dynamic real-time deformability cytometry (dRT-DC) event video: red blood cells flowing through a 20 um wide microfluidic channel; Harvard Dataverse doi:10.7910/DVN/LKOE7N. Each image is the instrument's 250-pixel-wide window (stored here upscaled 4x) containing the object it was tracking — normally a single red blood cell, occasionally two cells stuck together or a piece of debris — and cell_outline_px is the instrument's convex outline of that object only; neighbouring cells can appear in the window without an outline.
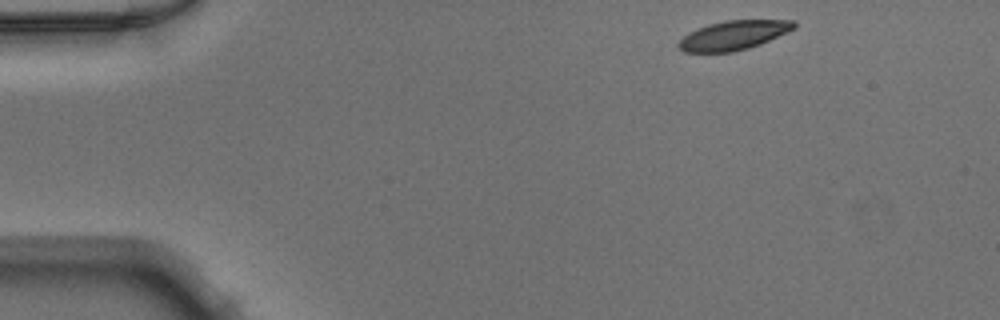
{"species": "Egyptian fruit bat (a non-hibernating species)", "species_latin": "Rousettus aegyptiacus", "temperature_condition": "warm", "stored_images_in_passage": 44, "camera_frame_rate_fps": 3000, "um_per_image_px": 0.085, "animal": {"sex": "male"}, "frame": {"image": 1, "passage_image": 1, "time_ms": 0.0, "image_size_px": [1000, 320], "cell_outline_px": [[796, 28], [760, 44], [748, 48], [732, 52], [684, 52], [676, 48], [676, 44], [688, 32], [708, 24], [728, 20], [796, 20]], "centroid_in_image_um": [62.32, 3.0], "position_along_channel_um": 22.7, "area_um2": 19.71}}
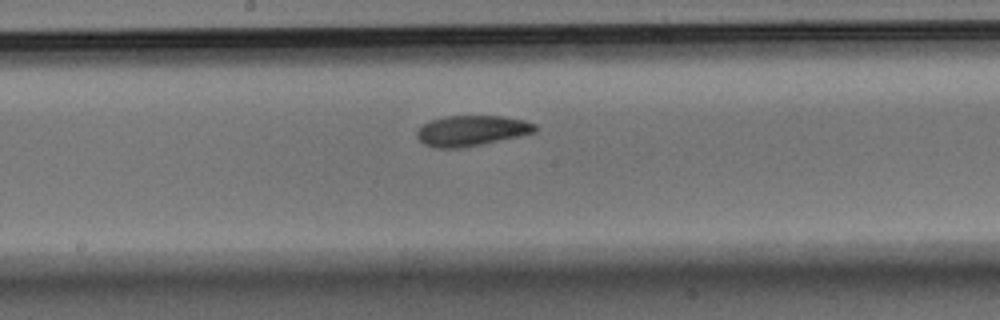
{"frame": {"image": 2, "passage_image": 21, "time_ms": 6.667, "image_size_px": [1000, 320], "cell_outline_px": [[536, 132], [520, 136], [460, 148], [432, 148], [424, 144], [416, 136], [416, 132], [424, 124], [432, 120], [444, 116], [504, 116], [524, 120], [536, 124]], "centroid_in_image_um": [40.08, 11.11], "position_along_channel_um": 208.1, "area_um2": 20.92}}
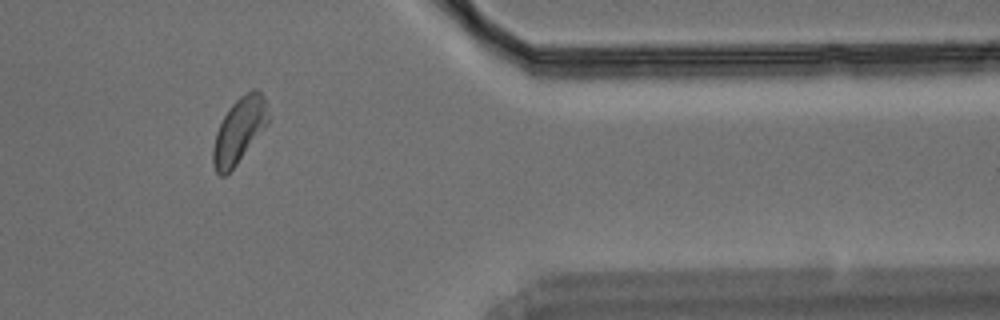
{"frame": {"image": 3, "passage_image": 36, "time_ms": 11.667, "image_size_px": [1000, 320], "cell_outline_px": [[272, 116], [268, 124], [236, 164], [224, 176], [220, 176], [216, 172], [212, 164], [212, 148], [216, 132], [228, 108], [240, 96], [252, 88], [256, 88], [264, 96]], "centroid_in_image_um": [20.36, 11.04], "position_along_channel_um": 391.0, "area_um2": 21.21}}